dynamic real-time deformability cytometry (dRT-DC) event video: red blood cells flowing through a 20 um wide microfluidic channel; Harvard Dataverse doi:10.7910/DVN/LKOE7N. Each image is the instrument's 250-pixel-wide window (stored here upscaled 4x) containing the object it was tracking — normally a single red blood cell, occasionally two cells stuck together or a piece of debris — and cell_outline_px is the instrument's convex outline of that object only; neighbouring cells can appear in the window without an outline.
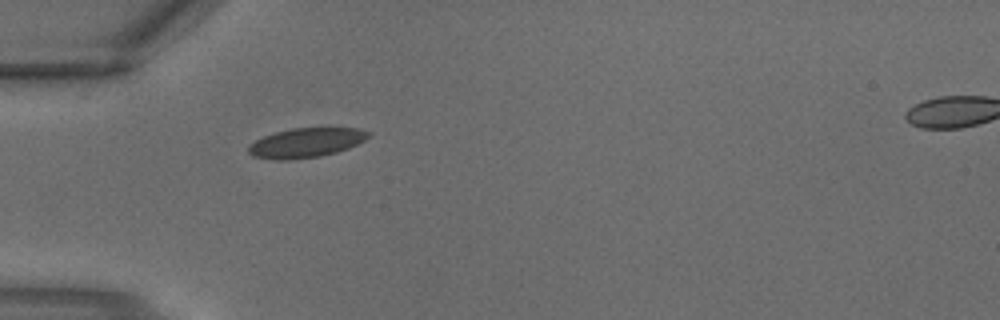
{"species": "common noctule bat (a hibernating species)", "species_latin": "Nyctalus noctula", "temperature_condition": "warm", "stored_images_in_passage": 2, "segment_of_instrument_passage": [1, 2], "camera_frame_rate_fps": 3000, "um_per_image_px": 0.085, "animal": {"sex": "male", "body_mass_g": 18.8}, "frame": {"image": 1, "passage_image": 1, "time_ms": 0.0, "image_size_px": [1000, 320], "cell_outline_px": [[372, 132], [364, 140], [348, 148], [336, 152], [320, 156], [288, 160], [276, 160], [252, 156], [248, 152], [248, 144], [264, 136], [276, 132], [292, 128], [360, 128]], "centroid_in_image_um": [25.99, 12.13], "position_along_channel_um": 59.0, "area_um2": 20.58}}